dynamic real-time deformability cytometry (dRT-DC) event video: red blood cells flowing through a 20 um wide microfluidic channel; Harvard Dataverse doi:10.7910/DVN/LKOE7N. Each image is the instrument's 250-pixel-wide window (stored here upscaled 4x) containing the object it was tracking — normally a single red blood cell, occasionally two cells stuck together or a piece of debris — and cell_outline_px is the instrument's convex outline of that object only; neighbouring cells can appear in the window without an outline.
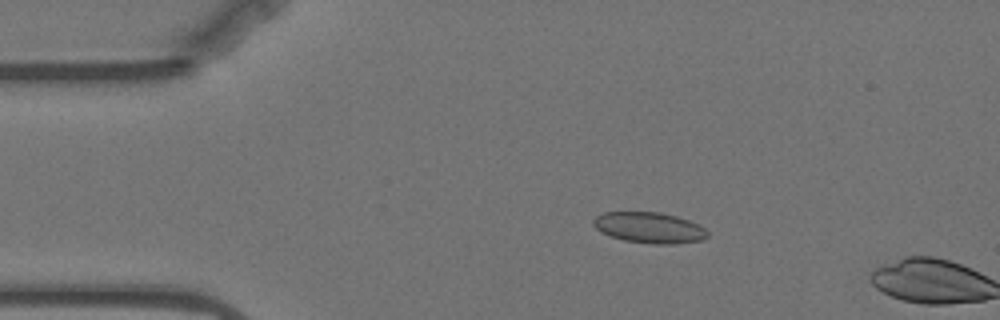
{"species": "Egyptian fruit bat (a non-hibernating species)", "species_latin": "Rousettus aegyptiacus", "temperature_condition": "warm", "stored_images_in_passage": 8, "camera_frame_rate_fps": 3000, "um_per_image_px": 0.085, "animal": {"sex": "female"}, "frame": {"image": 1, "passage_image": 7, "time_ms": 2.0, "image_size_px": [1000, 320], "cell_outline_px": [[708, 236], [704, 240], [672, 244], [656, 244], [624, 240], [600, 232], [592, 224], [592, 220], [596, 216], [604, 212], [660, 212], [676, 216], [700, 224], [708, 232]], "centroid_in_image_um": [55.2, 19.34], "position_along_channel_um": 29.8, "area_um2": 20.58}}